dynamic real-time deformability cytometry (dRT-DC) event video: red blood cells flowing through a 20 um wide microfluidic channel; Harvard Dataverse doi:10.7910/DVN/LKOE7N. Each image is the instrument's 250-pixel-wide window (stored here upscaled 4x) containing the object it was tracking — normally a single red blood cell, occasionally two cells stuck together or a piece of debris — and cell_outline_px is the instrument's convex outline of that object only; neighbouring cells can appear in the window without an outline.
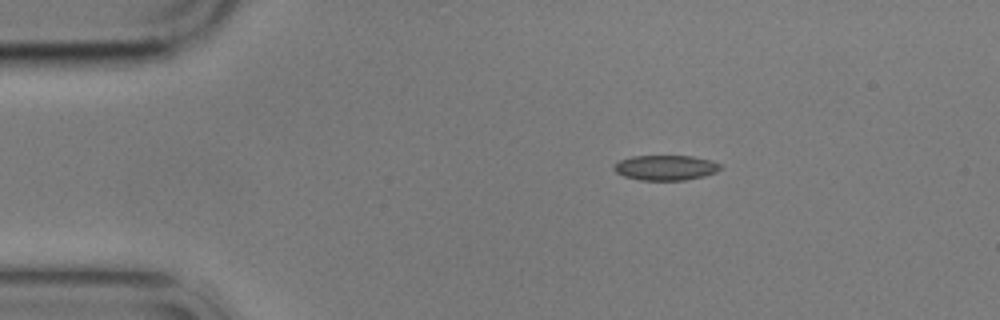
{"species": "common noctule bat (a hibernating species)", "species_latin": "Nyctalus noctula", "temperature_condition": "cold", "stored_images_in_passage": 6, "camera_frame_rate_fps": 3000, "um_per_image_px": 0.085, "animal": {"sex": "male", "body_mass_g": 17.9}, "frame": {"image": 1, "passage_image": 1, "time_ms": 0.0, "image_size_px": [1000, 320], "cell_outline_px": [[724, 164], [716, 172], [704, 176], [684, 180], [640, 180], [624, 176], [616, 172], [612, 168], [612, 164], [620, 160], [632, 156], [692, 156], [712, 160]], "centroid_in_image_um": [56.58, 14.24], "position_along_channel_um": 28.4, "area_um2": 15.72}}
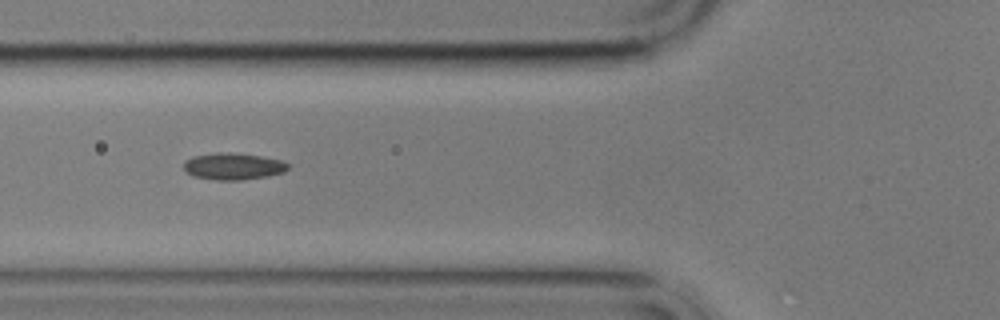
{"frame": {"image": 2, "passage_image": 4, "time_ms": 3.667, "image_size_px": [1000, 320], "cell_outline_px": [[292, 164], [284, 172], [268, 176], [240, 180], [216, 180], [192, 176], [184, 168], [184, 160], [192, 156], [216, 152], [228, 152], [260, 156], [280, 160]], "centroid_in_image_um": [19.82, 14.13], "position_along_channel_um": 106.0, "area_um2": 16.36}}
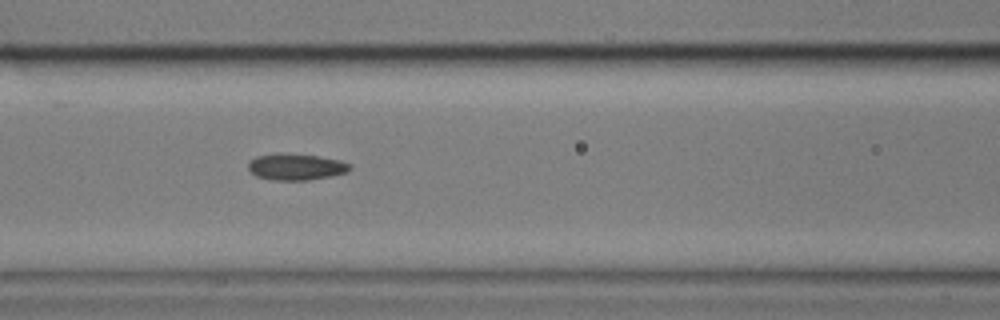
{"frame": {"image": 3, "passage_image": 5, "time_ms": 4.667, "image_size_px": [1000, 320], "cell_outline_px": [[352, 168], [348, 172], [332, 176], [308, 180], [272, 180], [256, 176], [248, 168], [248, 164], [256, 156], [276, 152], [284, 152], [320, 156], [340, 160], [352, 164]], "centroid_in_image_um": [25.19, 14.16], "position_along_channel_um": 141.4, "area_um2": 16.01}}